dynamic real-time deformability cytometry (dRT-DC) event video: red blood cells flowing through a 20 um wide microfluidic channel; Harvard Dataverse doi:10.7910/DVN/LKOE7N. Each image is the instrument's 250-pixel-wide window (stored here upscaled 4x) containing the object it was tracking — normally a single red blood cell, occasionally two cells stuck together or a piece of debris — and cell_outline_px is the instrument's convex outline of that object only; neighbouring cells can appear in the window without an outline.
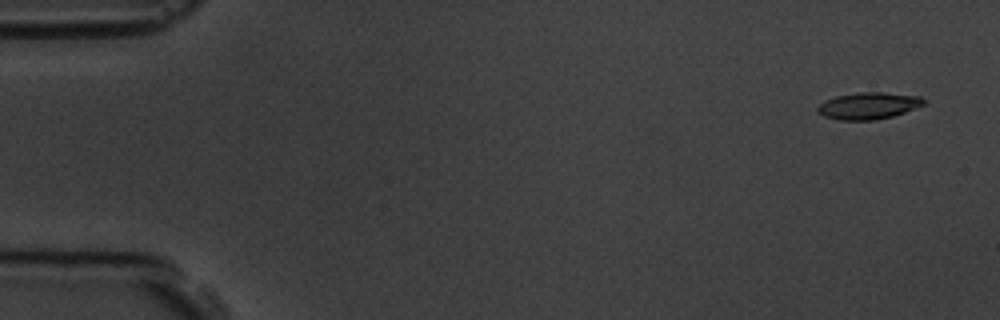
{"species": "common noctule bat (a hibernating species)", "species_latin": "Nyctalus noctula", "temperature_condition": "room temperature", "stored_images_in_passage": 5, "camera_frame_rate_fps": 3000, "um_per_image_px": 0.085, "animal": {"sex": "male", "body_mass_g": 19.5, "forearm_length_mm": 54.6}, "frame": {"image": 1, "passage_image": 1, "time_ms": 0.0, "image_size_px": [1000, 320], "cell_outline_px": [[924, 104], [916, 108], [892, 116], [876, 120], [840, 120], [824, 116], [816, 112], [816, 108], [824, 100], [836, 96], [860, 92], [880, 92], [920, 96], [924, 100]], "centroid_in_image_um": [73.78, 8.99], "position_along_channel_um": 11.2, "area_um2": 16.53}}
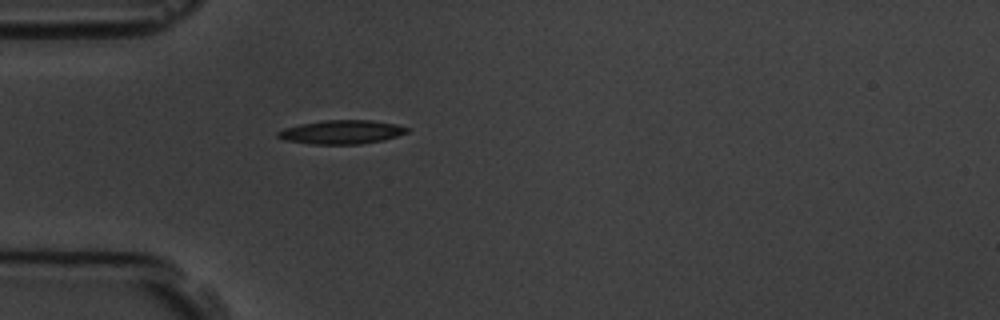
{"frame": {"image": 2, "passage_image": 5, "time_ms": 4.667, "image_size_px": [1000, 320], "cell_outline_px": [[408, 132], [384, 140], [360, 144], [312, 144], [284, 140], [276, 136], [276, 132], [284, 128], [300, 124], [324, 120], [372, 120], [396, 124], [408, 128]], "centroid_in_image_um": [29.01, 11.22], "position_along_channel_um": 56.0, "area_um2": 17.92}}